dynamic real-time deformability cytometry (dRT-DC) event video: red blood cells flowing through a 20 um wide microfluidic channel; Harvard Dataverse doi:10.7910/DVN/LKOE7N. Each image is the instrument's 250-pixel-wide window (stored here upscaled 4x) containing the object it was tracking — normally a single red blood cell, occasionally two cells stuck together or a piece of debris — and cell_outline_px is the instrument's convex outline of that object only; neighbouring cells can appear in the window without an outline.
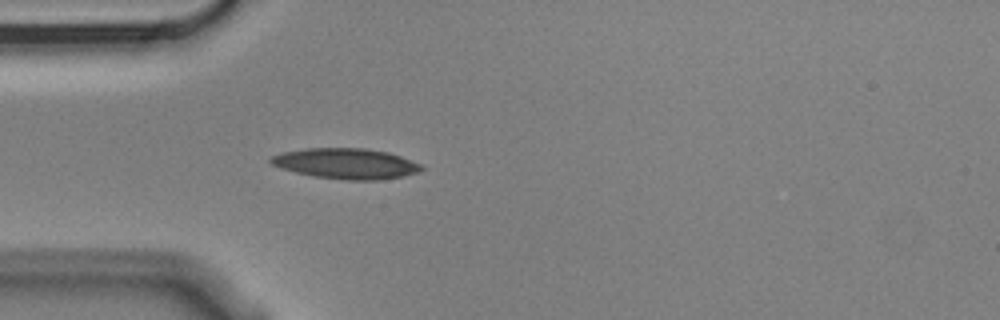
{"species": "Egyptian fruit bat (a non-hibernating species)", "species_latin": "Rousettus aegyptiacus", "temperature_condition": "cold", "stored_images_in_passage": 4, "camera_frame_rate_fps": 3000, "um_per_image_px": 0.085, "animal": {"sex": "male"}, "frame": {"image": 1, "passage_image": 4, "time_ms": 1.0, "image_size_px": [1000, 320], "cell_outline_px": [[424, 168], [420, 172], [400, 176], [376, 180], [348, 180], [312, 176], [280, 168], [272, 164], [268, 160], [272, 156], [280, 152], [308, 148], [364, 148], [388, 152], [424, 164]], "centroid_in_image_um": [29.42, 13.9], "position_along_channel_um": 55.6, "area_um2": 26.88}}